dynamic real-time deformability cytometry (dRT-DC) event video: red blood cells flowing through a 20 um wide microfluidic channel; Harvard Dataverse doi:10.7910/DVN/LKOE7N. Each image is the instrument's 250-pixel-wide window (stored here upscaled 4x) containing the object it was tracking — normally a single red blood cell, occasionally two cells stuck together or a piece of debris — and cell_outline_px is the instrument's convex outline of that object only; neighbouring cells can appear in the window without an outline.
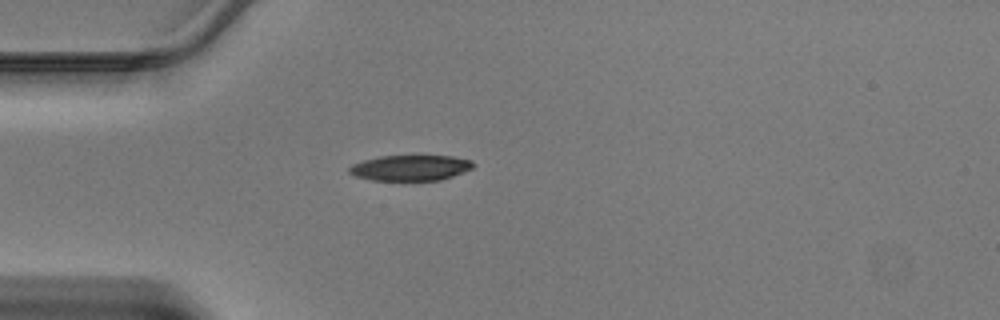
{"species": "Egyptian fruit bat (a non-hibernating species)", "species_latin": "Rousettus aegyptiacus", "temperature_condition": "warm", "stored_images_in_passage": 34, "camera_frame_rate_fps": 3000, "um_per_image_px": 0.085, "animal": {"sex": "male"}, "frame": {"image": 1, "passage_image": 1, "time_ms": 0.0, "image_size_px": [1000, 320], "cell_outline_px": [[476, 164], [472, 168], [464, 172], [440, 180], [372, 180], [356, 176], [348, 172], [348, 168], [352, 164], [364, 160], [380, 156], [452, 156], [472, 160]], "centroid_in_image_um": [34.9, 14.26], "position_along_channel_um": 50.1, "area_um2": 18.44}}
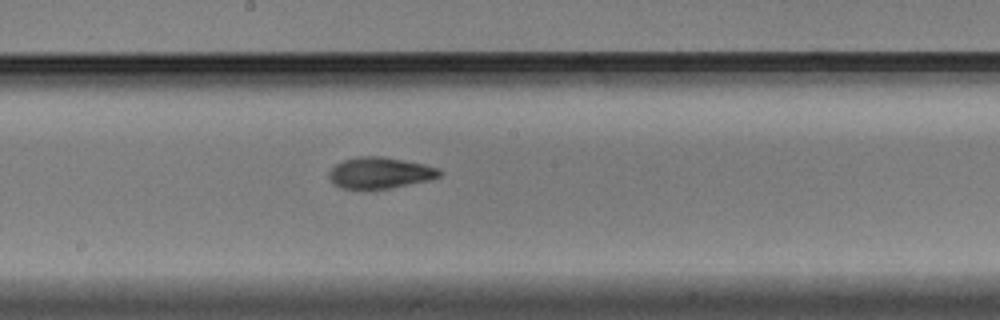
{"frame": {"image": 2, "passage_image": 13, "time_ms": 4.0, "image_size_px": [1000, 320], "cell_outline_px": [[444, 172], [440, 176], [428, 180], [388, 188], [340, 188], [332, 184], [328, 176], [328, 172], [336, 164], [344, 160], [360, 156], [380, 156], [424, 164], [440, 168]], "centroid_in_image_um": [32.29, 14.68], "position_along_channel_um": 215.9, "area_um2": 19.94}}
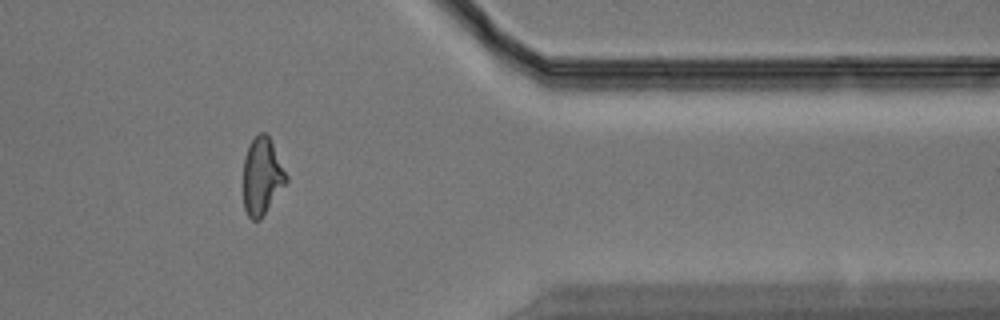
{"frame": {"image": 3, "passage_image": 26, "time_ms": 8.333, "image_size_px": [1000, 320], "cell_outline_px": [[288, 180], [260, 220], [252, 220], [248, 216], [244, 208], [244, 156], [248, 144], [260, 132], [264, 132], [268, 136], [288, 176]], "centroid_in_image_um": [22.26, 14.99], "position_along_channel_um": 389.1, "area_um2": 19.07}}